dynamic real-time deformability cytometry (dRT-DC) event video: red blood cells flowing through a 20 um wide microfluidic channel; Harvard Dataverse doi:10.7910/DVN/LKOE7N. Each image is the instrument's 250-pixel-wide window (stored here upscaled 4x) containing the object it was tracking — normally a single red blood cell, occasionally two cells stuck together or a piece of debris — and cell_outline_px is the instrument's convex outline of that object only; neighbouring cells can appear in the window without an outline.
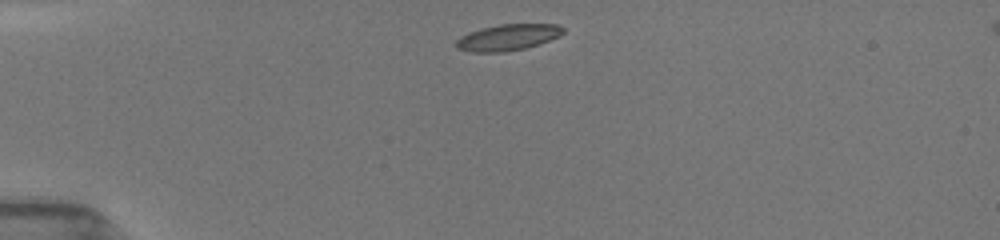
{"species": "common noctule bat (a hibernating species)", "species_latin": "Nyctalus noctula", "temperature_condition": "room temperature", "stored_images_in_passage": 40, "camera_frame_rate_fps": 3000, "um_per_image_px": 0.085, "animal": {"sex": "female", "body_mass_g": 19.5, "forearm_length_mm": 54.1}, "frame": {"image": 1, "passage_image": 1, "time_ms": 0.0, "image_size_px": [1000, 240], "cell_outline_px": [[564, 32], [560, 36], [540, 44], [524, 48], [504, 52], [472, 52], [456, 48], [456, 40], [460, 36], [468, 32], [480, 28], [500, 24], [560, 24], [564, 28]], "centroid_in_image_um": [43.17, 3.17], "position_along_channel_um": 41.8, "area_um2": 16.53}}
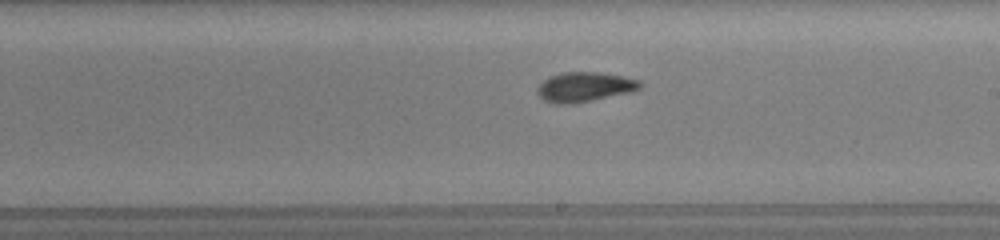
{"frame": {"image": 2, "passage_image": 19, "time_ms": 6.0, "image_size_px": [1000, 240], "cell_outline_px": [[644, 84], [640, 88], [632, 92], [572, 104], [552, 104], [544, 100], [536, 92], [536, 88], [548, 76], [564, 72], [600, 72], [624, 76], [640, 80]], "centroid_in_image_um": [49.7, 7.39], "position_along_channel_um": 239.3, "area_um2": 18.03}}
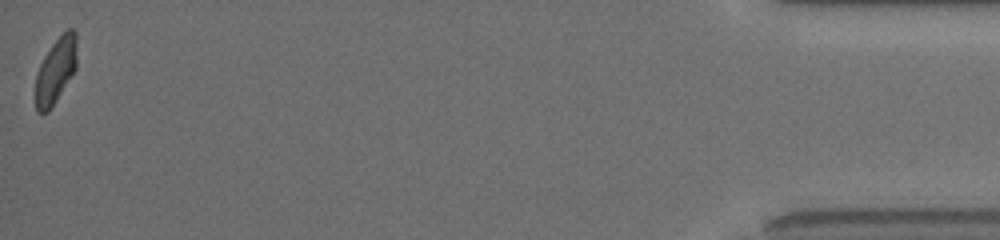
{"frame": {"image": 3, "passage_image": 40, "time_ms": 13.0, "image_size_px": [1000, 240], "cell_outline_px": [[76, 68], [56, 100], [48, 112], [36, 112], [36, 72], [44, 56], [52, 44], [68, 28], [72, 28], [76, 32]], "centroid_in_image_um": [4.73, 5.97], "position_along_channel_um": 430.5, "area_um2": 15.55}, "authors_computed_cell_mechanics": {"area_um2": 16.6753, "velocity_mm_per_s": 3.9515, "shape_relaxation_time_tau1_ms": 8.3487, "shape_relaxation_time_tau2_ms": 1.8241, "deformation_change_tau1": 0.2144, "deformation_change_tau2": 0.075}}